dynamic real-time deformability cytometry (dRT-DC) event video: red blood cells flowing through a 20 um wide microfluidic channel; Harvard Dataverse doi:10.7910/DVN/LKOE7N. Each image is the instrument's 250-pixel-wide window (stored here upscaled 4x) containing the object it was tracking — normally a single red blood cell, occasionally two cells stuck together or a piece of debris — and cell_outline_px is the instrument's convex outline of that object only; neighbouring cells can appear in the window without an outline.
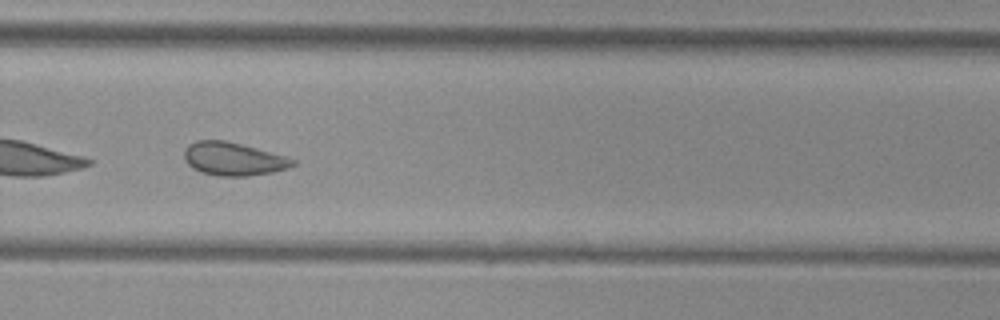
{"species": "common noctule bat (a hibernating species)", "species_latin": "Nyctalus noctula", "temperature_condition": "cold", "stored_images_in_passage": 41, "camera_frame_rate_fps": 3000, "um_per_image_px": 0.085, "animal": {"sex": "female", "body_mass_g": 29.2, "forearm_length_mm": 56.3}, "frame": {"image": 1, "passage_image": 24, "time_ms": 7.667, "image_size_px": [1000, 320], "cell_outline_px": [[296, 164], [288, 168], [272, 172], [248, 176], [220, 176], [200, 172], [192, 168], [184, 160], [184, 152], [188, 144], [196, 140], [224, 140], [240, 144], [284, 156], [296, 160]], "centroid_in_image_um": [19.8, 13.51], "position_along_channel_um": 310.0, "area_um2": 20.87}, "authors_computed_cell_mechanics": {"area_um2": 21.1548, "velocity_mm_per_s": 3.7178, "shape_relaxation_time_tau1_ms": null, "shape_relaxation_time_tau2_ms": 1.7526, "deformation_change_tau1": null, "deformation_change_tau2": 0.0794}}